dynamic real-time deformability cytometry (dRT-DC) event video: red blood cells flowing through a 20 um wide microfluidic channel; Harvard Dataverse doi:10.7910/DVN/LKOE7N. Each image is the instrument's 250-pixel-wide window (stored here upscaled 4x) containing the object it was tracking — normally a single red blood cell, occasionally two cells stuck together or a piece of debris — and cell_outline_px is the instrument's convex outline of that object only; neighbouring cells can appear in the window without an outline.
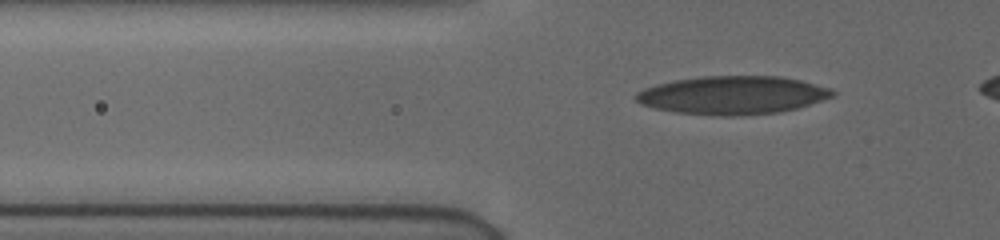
{"species": "human", "species_latin": "Homo sapiens", "temperature_condition": "cold", "stored_images_in_passage": 39, "camera_frame_rate_fps": 3000, "um_per_image_px": 0.085, "donor": {"sex": "female"}, "frame": {"image": 1, "passage_image": 7, "time_ms": 2.0, "image_size_px": [1000, 240], "cell_outline_px": [[836, 92], [832, 96], [796, 108], [780, 112], [736, 116], [720, 116], [676, 112], [652, 108], [640, 104], [636, 100], [636, 92], [644, 88], [656, 84], [676, 80], [704, 76], [780, 76], [800, 80], [832, 88]], "centroid_in_image_um": [62.25, 8.09], "position_along_channel_um": 63.6, "area_um2": 43.75}}
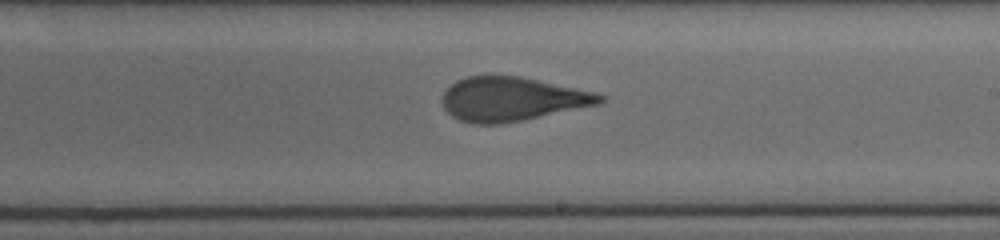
{"frame": {"image": 2, "passage_image": 22, "time_ms": 7.0, "image_size_px": [1000, 240], "cell_outline_px": [[608, 96], [600, 104], [520, 120], [496, 124], [476, 124], [460, 120], [452, 116], [444, 108], [444, 92], [456, 80], [468, 76], [520, 76], [596, 92]], "centroid_in_image_um": [43.55, 8.41], "position_along_channel_um": 245.4, "area_um2": 39.94}}
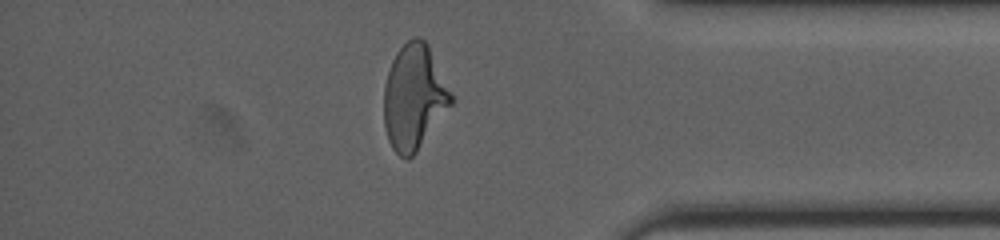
{"frame": {"image": 3, "passage_image": 35, "time_ms": 11.333, "image_size_px": [1000, 240], "cell_outline_px": [[456, 100], [416, 152], [408, 160], [404, 160], [392, 148], [388, 140], [384, 124], [384, 88], [388, 72], [392, 60], [396, 52], [412, 36], [420, 36], [428, 44]], "centroid_in_image_um": [35.21, 8.26], "position_along_channel_um": 400.0, "area_um2": 41.5}}